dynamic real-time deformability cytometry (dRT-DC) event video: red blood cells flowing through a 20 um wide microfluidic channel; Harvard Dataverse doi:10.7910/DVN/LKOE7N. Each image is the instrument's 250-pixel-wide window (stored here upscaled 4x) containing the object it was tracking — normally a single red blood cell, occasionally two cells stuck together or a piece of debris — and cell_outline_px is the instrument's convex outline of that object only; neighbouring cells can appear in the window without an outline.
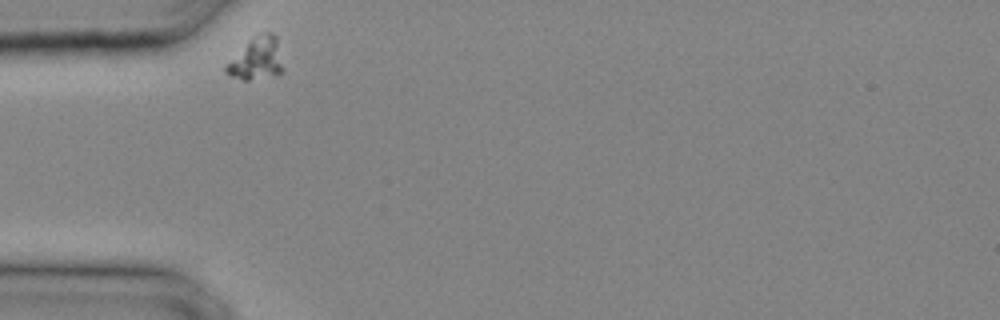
{"species": "common noctule bat (a hibernating species)", "species_latin": "Nyctalus noctula", "temperature_condition": "cold", "stored_images_in_passage": 19, "camera_frame_rate_fps": 3000, "um_per_image_px": 0.085, "animal": {"sex": "male", "body_mass_g": 20.4}, "frame": {"image": 1, "passage_image": 1, "time_ms": 0.0, "image_size_px": [1000, 320], "cell_outline_px": [[284, 72], [248, 80], [244, 80], [232, 76], [224, 72], [224, 68], [252, 36], [268, 32], [272, 32], [276, 36], [284, 68]], "centroid_in_image_um": [21.84, 4.98], "position_along_channel_um": 63.2, "area_um2": 13.76}}
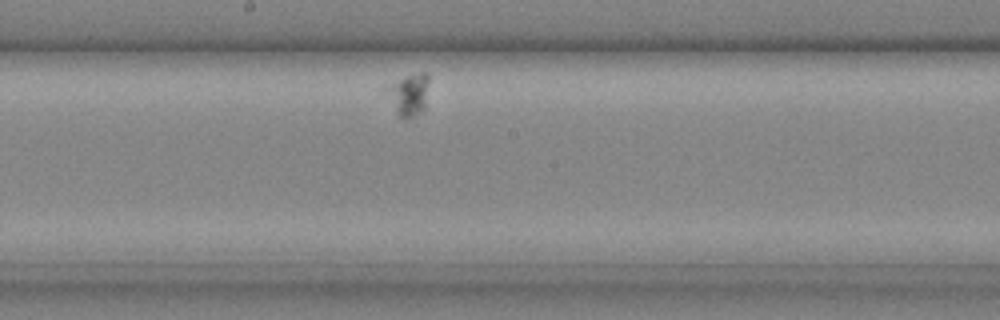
{"frame": {"image": 2, "passage_image": 10, "time_ms": 3.0, "image_size_px": [1000, 320], "cell_outline_px": [[428, 80], [424, 108], [420, 112], [404, 120], [396, 112], [384, 88], [404, 76], [420, 72], [428, 72]], "centroid_in_image_um": [34.74, 8.01], "position_along_channel_um": 213.5, "area_um2": 10.12}}
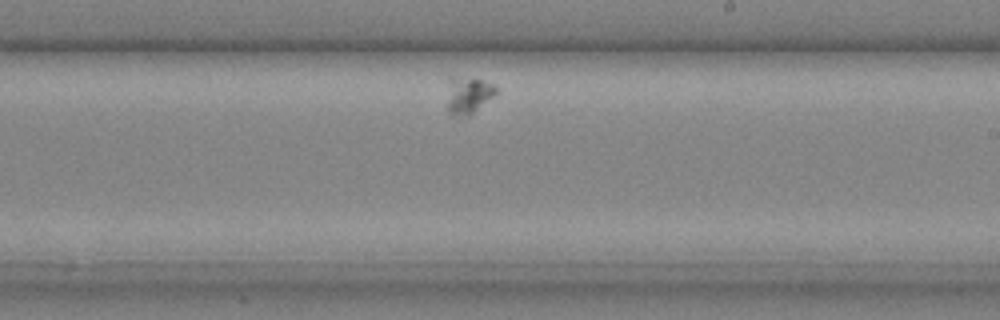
{"frame": {"image": 3, "passage_image": 12, "time_ms": 3.667, "image_size_px": [1000, 320], "cell_outline_px": [[496, 92], [492, 96], [468, 116], [452, 116], [448, 112], [448, 76], [456, 76], [480, 80], [492, 84], [496, 88]], "centroid_in_image_um": [39.73, 8.07], "position_along_channel_um": 249.3, "area_um2": 10.29}}